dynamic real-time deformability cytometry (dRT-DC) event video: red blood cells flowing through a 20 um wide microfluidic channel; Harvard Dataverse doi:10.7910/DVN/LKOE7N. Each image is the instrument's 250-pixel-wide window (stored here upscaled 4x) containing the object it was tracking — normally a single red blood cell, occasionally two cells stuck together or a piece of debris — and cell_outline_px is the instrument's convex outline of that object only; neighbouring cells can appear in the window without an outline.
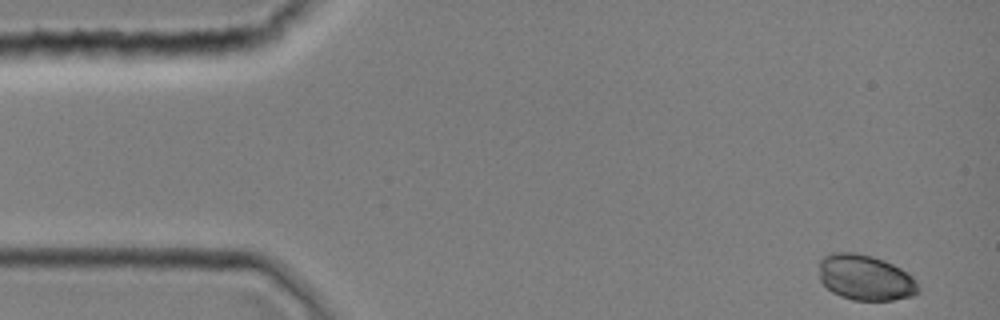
{"species": "common noctule bat (a hibernating species)", "species_latin": "Nyctalus noctula", "temperature_condition": "room temperature", "stored_images_in_passage": 39, "camera_frame_rate_fps": 3000, "um_per_image_px": 0.085, "animal": {"sex": "female", "body_mass_g": 19.0, "forearm_length_mm": 51.5}, "frame": {"image": 1, "passage_image": 1, "time_ms": 0.0, "image_size_px": [1000, 320], "cell_outline_px": [[920, 292], [916, 296], [892, 300], [852, 300], [840, 296], [832, 292], [820, 280], [820, 260], [824, 256], [832, 252], [856, 252], [872, 256], [884, 260], [908, 272], [916, 280], [920, 288]], "centroid_in_image_um": [73.59, 23.6], "position_along_channel_um": 11.4, "area_um2": 26.65}}
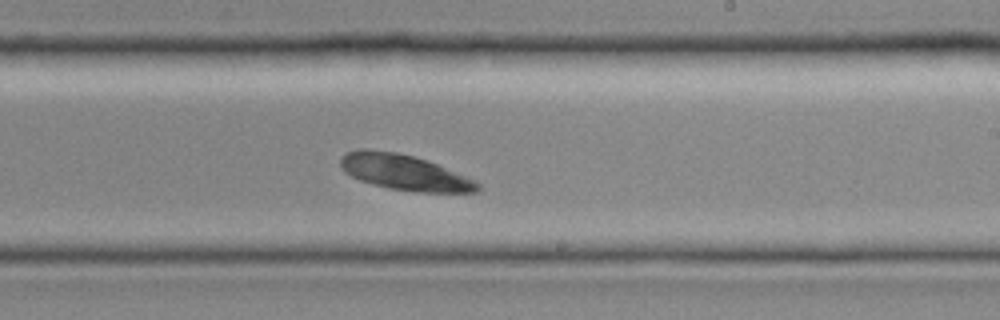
{"frame": {"image": 2, "passage_image": 23, "time_ms": 7.333, "image_size_px": [1000, 320], "cell_outline_px": [[480, 188], [476, 192], [420, 192], [388, 188], [372, 184], [360, 180], [344, 172], [340, 168], [340, 156], [344, 152], [356, 148], [368, 148], [396, 152], [412, 156], [436, 164], [476, 180], [480, 184]], "centroid_in_image_um": [34.3, 14.63], "position_along_channel_um": 254.7, "area_um2": 28.5}}
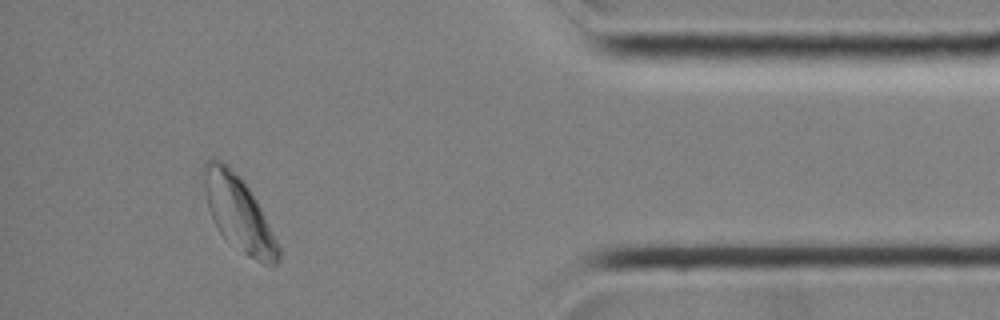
{"frame": {"image": 3, "passage_image": 35, "time_ms": 11.333, "image_size_px": [1000, 320], "cell_outline_px": [[280, 260], [276, 264], [264, 264], [248, 256], [224, 236], [220, 232], [208, 208], [200, 172], [200, 168], [204, 160], [212, 156], [228, 164], [244, 180], [256, 200], [280, 248]], "centroid_in_image_um": [20.22, 18.02], "position_along_channel_um": 415.0, "area_um2": 32.43}}